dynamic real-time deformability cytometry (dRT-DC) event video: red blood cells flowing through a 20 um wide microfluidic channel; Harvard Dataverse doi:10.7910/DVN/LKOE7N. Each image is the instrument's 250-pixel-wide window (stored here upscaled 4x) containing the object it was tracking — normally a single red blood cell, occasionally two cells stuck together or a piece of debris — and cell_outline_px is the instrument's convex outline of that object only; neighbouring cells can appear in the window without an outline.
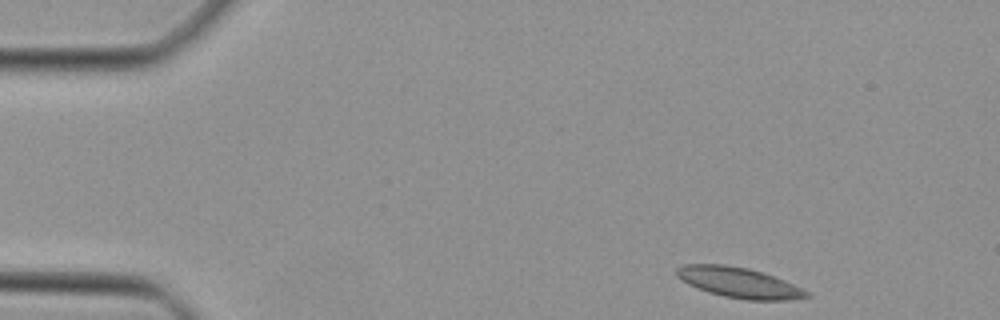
{"species": "Egyptian fruit bat (a non-hibernating species)", "species_latin": "Rousettus aegyptiacus", "temperature_condition": "cold", "stored_images_in_passage": 31, "camera_frame_rate_fps": 3000, "um_per_image_px": 0.085, "animal": {"sex": "female"}, "frame": {"image": 1, "passage_image": 1, "time_ms": 0.0, "image_size_px": [1000, 320], "cell_outline_px": [[812, 296], [788, 300], [748, 300], [724, 296], [708, 292], [688, 284], [676, 276], [676, 268], [684, 264], [724, 264], [748, 268], [764, 272], [784, 280], [808, 292]], "centroid_in_image_um": [62.79, 24.01], "position_along_channel_um": 22.2, "area_um2": 22.95}}
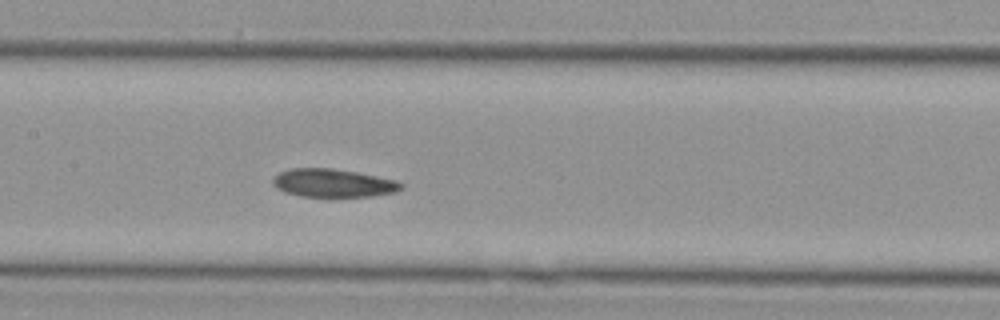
{"frame": {"image": 2, "passage_image": 18, "time_ms": 5.667, "image_size_px": [1000, 320], "cell_outline_px": [[404, 188], [396, 192], [372, 196], [300, 196], [284, 192], [276, 188], [272, 184], [272, 176], [280, 172], [292, 168], [332, 168], [356, 172], [396, 180], [404, 184]], "centroid_in_image_um": [28.3, 15.55], "position_along_channel_um": 179.1, "area_um2": 21.15}}
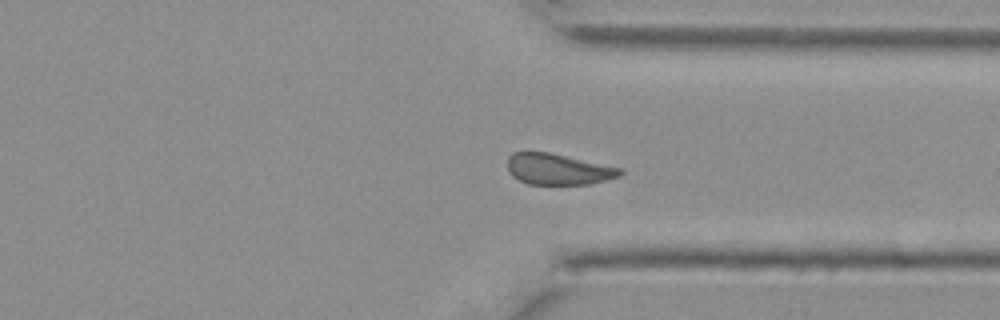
{"frame": {"image": 3, "passage_image": 31, "time_ms": 10.0, "image_size_px": [1000, 320], "cell_outline_px": [[624, 172], [620, 176], [608, 180], [588, 184], [528, 184], [512, 176], [508, 172], [508, 156], [512, 152], [548, 152], [624, 168]], "centroid_in_image_um": [47.48, 14.38], "position_along_channel_um": 363.9, "area_um2": 20.52}}